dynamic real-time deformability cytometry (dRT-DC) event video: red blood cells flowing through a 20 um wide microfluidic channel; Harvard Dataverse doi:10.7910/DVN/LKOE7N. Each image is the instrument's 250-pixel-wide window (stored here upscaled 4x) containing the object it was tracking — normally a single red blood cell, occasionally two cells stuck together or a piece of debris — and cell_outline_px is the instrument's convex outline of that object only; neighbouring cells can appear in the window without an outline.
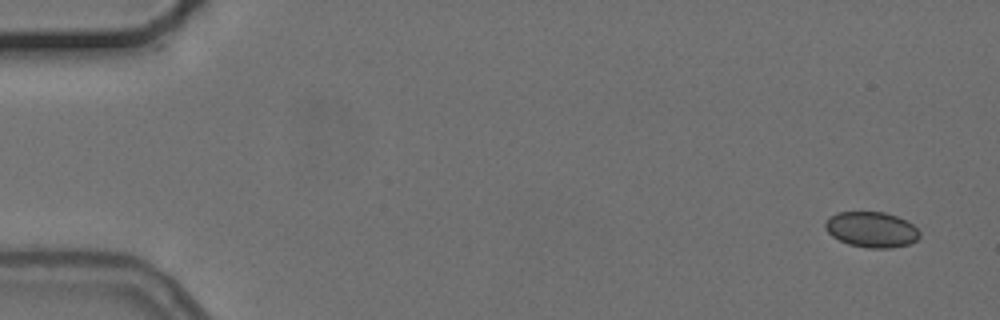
{"species": "common noctule bat (a hibernating species)", "species_latin": "Nyctalus noctula", "temperature_condition": "cold", "stored_images_in_passage": 6, "camera_frame_rate_fps": 3000, "um_per_image_px": 0.085, "animal": {"sex": "female", "body_mass_g": 24.6, "forearm_length_mm": 56.2}, "frame": {"image": 1, "passage_image": 1, "time_ms": 0.0, "image_size_px": [1000, 320], "cell_outline_px": [[920, 236], [916, 240], [908, 244], [892, 248], [868, 248], [848, 244], [832, 236], [824, 228], [824, 224], [828, 216], [836, 212], [884, 212], [896, 216], [912, 224], [920, 232]], "centroid_in_image_um": [74.04, 19.51], "position_along_channel_um": 11.0, "area_um2": 19.59}}
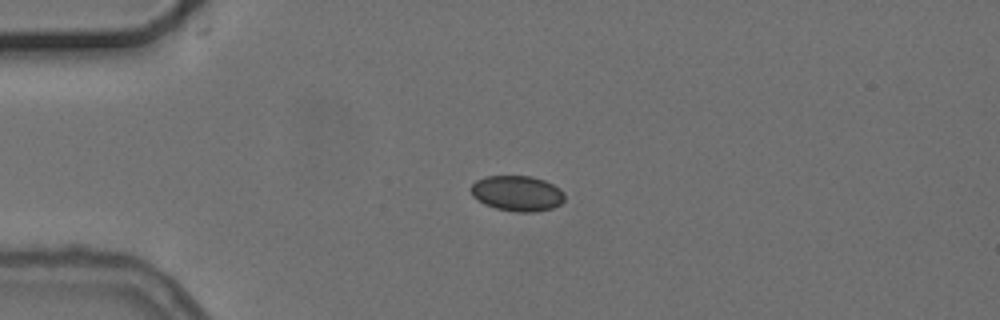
{"frame": {"image": 2, "passage_image": 4, "time_ms": 3.667, "image_size_px": [1000, 320], "cell_outline_px": [[564, 200], [560, 204], [552, 208], [532, 212], [516, 212], [496, 208], [484, 204], [472, 196], [472, 184], [476, 180], [484, 176], [532, 176], [544, 180], [560, 188], [564, 192]], "centroid_in_image_um": [43.97, 16.43], "position_along_channel_um": 41.0, "area_um2": 19.36}}